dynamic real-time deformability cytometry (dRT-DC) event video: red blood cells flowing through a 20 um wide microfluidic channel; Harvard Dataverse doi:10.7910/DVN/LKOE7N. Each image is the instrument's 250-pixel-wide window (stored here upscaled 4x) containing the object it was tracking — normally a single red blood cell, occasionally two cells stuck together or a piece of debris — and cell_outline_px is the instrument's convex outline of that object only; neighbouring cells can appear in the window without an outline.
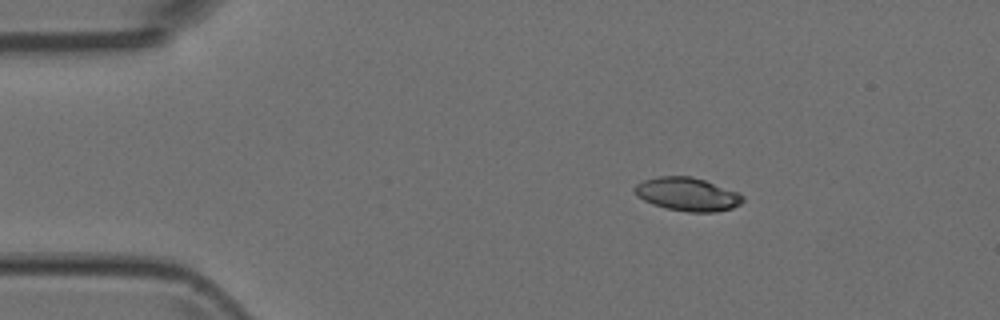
{"species": "Egyptian fruit bat (a non-hibernating species)", "species_latin": "Rousettus aegyptiacus", "temperature_condition": "room temperature", "stored_images_in_passage": 3, "camera_frame_rate_fps": 3000, "um_per_image_px": 0.085, "animal": {"sex": "female"}, "frame": {"image": 1, "passage_image": 1, "time_ms": 0.0, "image_size_px": [1000, 320], "cell_outline_px": [[744, 200], [740, 204], [732, 208], [716, 212], [688, 212], [668, 208], [644, 200], [636, 196], [632, 188], [636, 184], [644, 180], [656, 176], [692, 176], [740, 192], [744, 196]], "centroid_in_image_um": [58.44, 16.5], "position_along_channel_um": 26.6, "area_um2": 21.1}}
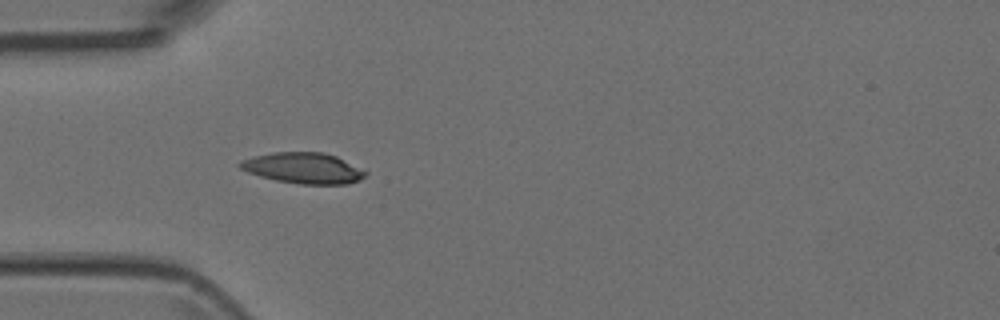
{"frame": {"image": 2, "passage_image": 3, "time_ms": 0.667, "image_size_px": [1000, 320], "cell_outline_px": [[368, 172], [360, 180], [348, 184], [300, 184], [276, 180], [260, 176], [248, 172], [240, 168], [236, 164], [240, 160], [256, 156], [276, 152], [324, 152], [336, 156]], "centroid_in_image_um": [25.78, 14.29], "position_along_channel_um": 59.2, "area_um2": 22.43}}